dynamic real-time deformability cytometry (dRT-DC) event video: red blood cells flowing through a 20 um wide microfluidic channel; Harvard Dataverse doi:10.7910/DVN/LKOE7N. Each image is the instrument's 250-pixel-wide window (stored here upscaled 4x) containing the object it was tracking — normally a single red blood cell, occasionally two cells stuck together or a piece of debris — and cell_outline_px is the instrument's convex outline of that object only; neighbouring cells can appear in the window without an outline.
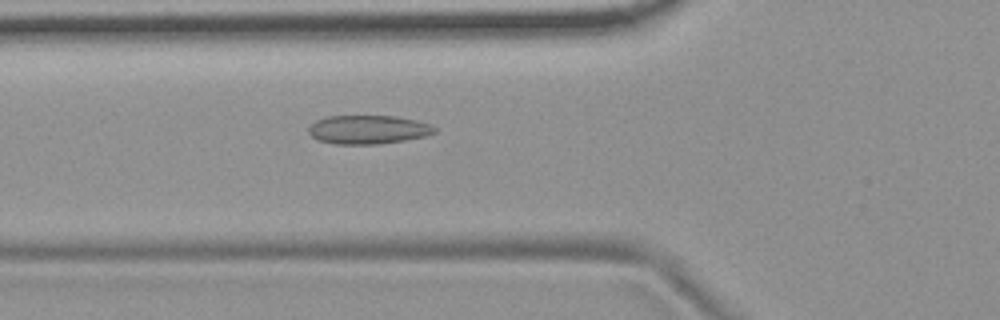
{"species": "common noctule bat (a hibernating species)", "species_latin": "Nyctalus noctula", "temperature_condition": "room temperature", "stored_images_in_passage": 44, "camera_frame_rate_fps": 3000, "um_per_image_px": 0.085, "animal": {"sex": "female", "body_mass_g": 19.9}, "frame": {"image": 1, "passage_image": 9, "time_ms": 2.667, "image_size_px": [1000, 320], "cell_outline_px": [[436, 132], [424, 136], [404, 140], [376, 144], [336, 144], [316, 140], [308, 132], [308, 128], [316, 120], [328, 116], [396, 116], [416, 120], [432, 124], [436, 128]], "centroid_in_image_um": [31.28, 11.01], "position_along_channel_um": 94.5, "area_um2": 21.1}}
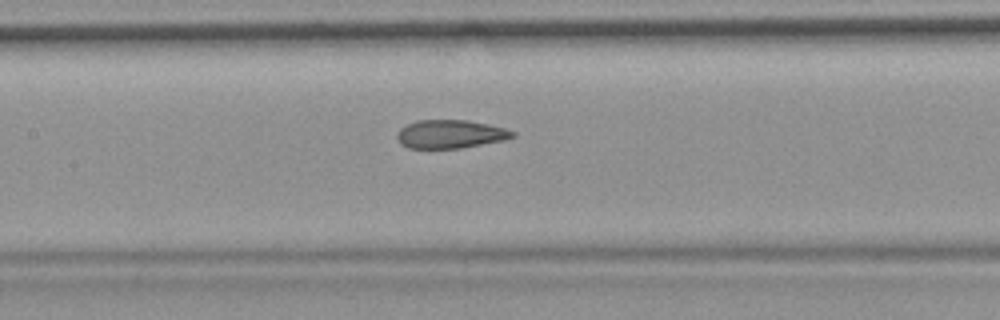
{"frame": {"image": 2, "passage_image": 15, "time_ms": 4.667, "image_size_px": [1000, 320], "cell_outline_px": [[516, 136], [508, 140], [460, 148], [408, 148], [400, 144], [396, 136], [396, 132], [400, 128], [416, 120], [468, 120], [488, 124], [504, 128], [516, 132]], "centroid_in_image_um": [38.3, 11.4], "position_along_channel_um": 169.1, "area_um2": 19.36}}
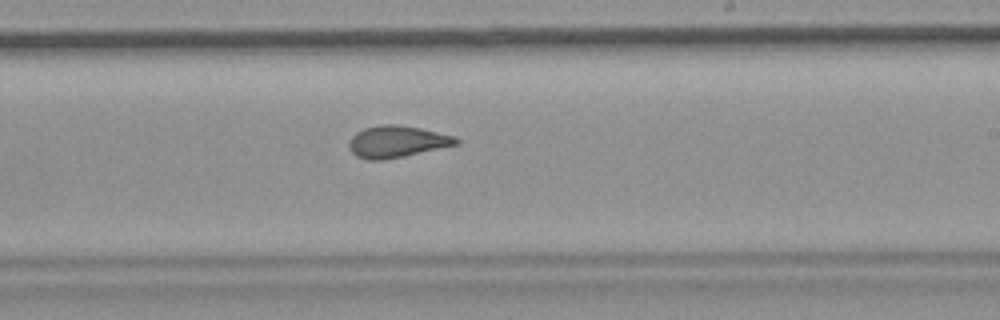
{"frame": {"image": 3, "passage_image": 22, "time_ms": 7.0, "image_size_px": [1000, 320], "cell_outline_px": [[460, 140], [456, 144], [404, 156], [380, 160], [368, 160], [356, 156], [348, 148], [348, 144], [352, 136], [356, 132], [364, 128], [380, 124], [396, 124], [420, 128], [456, 136]], "centroid_in_image_um": [33.7, 12.03], "position_along_channel_um": 255.3, "area_um2": 19.71}, "authors_computed_cell_mechanics": {"area_um2": 20.0855, "velocity_mm_per_s": 3.7083, "shape_relaxation_time_tau1_ms": null, "shape_relaxation_time_tau2_ms": 1.7074, "deformation_change_tau1": null, "deformation_change_tau2": 0.0709}}